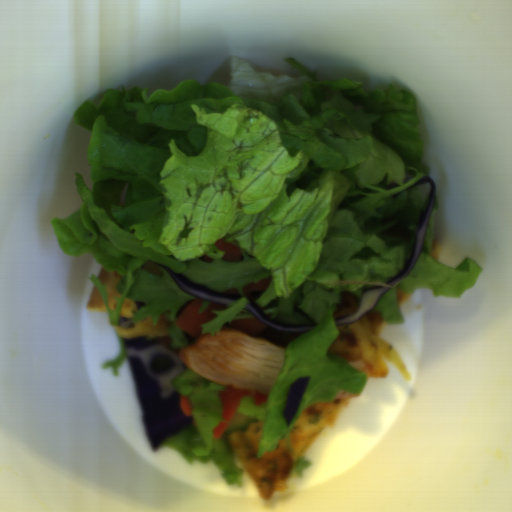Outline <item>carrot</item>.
I'll return each instance as SVG.
<instances>
[{"label":"carrot","mask_w":512,"mask_h":512,"mask_svg":"<svg viewBox=\"0 0 512 512\" xmlns=\"http://www.w3.org/2000/svg\"><path fill=\"white\" fill-rule=\"evenodd\" d=\"M203 303L204 299L196 297V299L186 307L175 322L181 330L188 333L196 340L204 335L202 333L203 328L201 325L208 323L217 317V314L212 311H223L226 308V305L210 302L206 309L199 313Z\"/></svg>","instance_id":"1"},{"label":"carrot","mask_w":512,"mask_h":512,"mask_svg":"<svg viewBox=\"0 0 512 512\" xmlns=\"http://www.w3.org/2000/svg\"><path fill=\"white\" fill-rule=\"evenodd\" d=\"M267 396L249 392L243 389L234 388L231 385L225 386L223 391L218 392L221 403V417L223 421L213 429V438L220 439L222 434L228 429L230 422L238 410L244 397H252L255 405L266 403Z\"/></svg>","instance_id":"2"},{"label":"carrot","mask_w":512,"mask_h":512,"mask_svg":"<svg viewBox=\"0 0 512 512\" xmlns=\"http://www.w3.org/2000/svg\"><path fill=\"white\" fill-rule=\"evenodd\" d=\"M229 327L241 330L248 337L255 338L266 329L267 325L255 317L252 319L232 320Z\"/></svg>","instance_id":"3"},{"label":"carrot","mask_w":512,"mask_h":512,"mask_svg":"<svg viewBox=\"0 0 512 512\" xmlns=\"http://www.w3.org/2000/svg\"><path fill=\"white\" fill-rule=\"evenodd\" d=\"M214 247L224 252L223 256L220 258L223 261L231 262V263H239L242 261V252L239 247L235 244L226 242L221 240L220 238L215 241Z\"/></svg>","instance_id":"4"},{"label":"carrot","mask_w":512,"mask_h":512,"mask_svg":"<svg viewBox=\"0 0 512 512\" xmlns=\"http://www.w3.org/2000/svg\"><path fill=\"white\" fill-rule=\"evenodd\" d=\"M271 278L260 279L258 283H250L242 286V294L244 296L249 295L251 291H266L271 283Z\"/></svg>","instance_id":"5"},{"label":"carrot","mask_w":512,"mask_h":512,"mask_svg":"<svg viewBox=\"0 0 512 512\" xmlns=\"http://www.w3.org/2000/svg\"><path fill=\"white\" fill-rule=\"evenodd\" d=\"M321 283H329V284H363V285H375V286H386L389 288H397L400 284L401 280L397 282L395 285H388L386 283H378V282H367V281H345V280H320Z\"/></svg>","instance_id":"6"},{"label":"carrot","mask_w":512,"mask_h":512,"mask_svg":"<svg viewBox=\"0 0 512 512\" xmlns=\"http://www.w3.org/2000/svg\"><path fill=\"white\" fill-rule=\"evenodd\" d=\"M179 409L185 417L192 416L193 407L189 396L180 395Z\"/></svg>","instance_id":"7"},{"label":"carrot","mask_w":512,"mask_h":512,"mask_svg":"<svg viewBox=\"0 0 512 512\" xmlns=\"http://www.w3.org/2000/svg\"><path fill=\"white\" fill-rule=\"evenodd\" d=\"M161 342L163 346H165L168 350L179 356V351L182 349L173 348L171 345V337L164 336V337H156ZM180 357V356H179Z\"/></svg>","instance_id":"8"},{"label":"carrot","mask_w":512,"mask_h":512,"mask_svg":"<svg viewBox=\"0 0 512 512\" xmlns=\"http://www.w3.org/2000/svg\"><path fill=\"white\" fill-rule=\"evenodd\" d=\"M117 324H118V327L128 329V328H130L131 320L122 317V318H119Z\"/></svg>","instance_id":"9"},{"label":"carrot","mask_w":512,"mask_h":512,"mask_svg":"<svg viewBox=\"0 0 512 512\" xmlns=\"http://www.w3.org/2000/svg\"><path fill=\"white\" fill-rule=\"evenodd\" d=\"M199 260L203 261V262H206V263H212L213 261V258H211L210 256H208L207 254H204L203 257H199Z\"/></svg>","instance_id":"10"},{"label":"carrot","mask_w":512,"mask_h":512,"mask_svg":"<svg viewBox=\"0 0 512 512\" xmlns=\"http://www.w3.org/2000/svg\"><path fill=\"white\" fill-rule=\"evenodd\" d=\"M224 294H239L240 295V292L238 290V288H231L227 291H223Z\"/></svg>","instance_id":"11"}]
</instances>
